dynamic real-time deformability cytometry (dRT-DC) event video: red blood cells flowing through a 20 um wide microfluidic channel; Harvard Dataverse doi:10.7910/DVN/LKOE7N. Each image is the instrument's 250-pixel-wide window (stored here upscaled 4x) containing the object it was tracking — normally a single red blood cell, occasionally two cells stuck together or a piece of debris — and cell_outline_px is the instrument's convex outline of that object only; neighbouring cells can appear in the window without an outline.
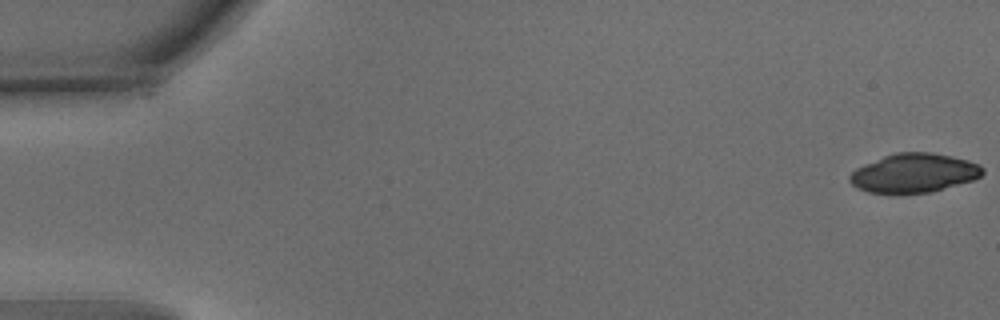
{"species": "common noctule bat (a hibernating species)", "species_latin": "Nyctalus noctula", "temperature_condition": "warm", "stored_images_in_passage": 54, "camera_frame_rate_fps": 3000, "um_per_image_px": 0.085, "animal": {"sex": "male", "body_mass_g": 15.6}, "frame": {"image": 1, "passage_image": 1, "time_ms": 0.0, "image_size_px": [1000, 320], "cell_outline_px": [[984, 172], [980, 176], [972, 180], [932, 192], [868, 192], [856, 188], [848, 180], [848, 176], [856, 168], [864, 164], [884, 156], [896, 152], [932, 152], [968, 160], [980, 164], [984, 168]], "centroid_in_image_um": [77.69, 14.69], "position_along_channel_um": 7.3, "area_um2": 30.0}}